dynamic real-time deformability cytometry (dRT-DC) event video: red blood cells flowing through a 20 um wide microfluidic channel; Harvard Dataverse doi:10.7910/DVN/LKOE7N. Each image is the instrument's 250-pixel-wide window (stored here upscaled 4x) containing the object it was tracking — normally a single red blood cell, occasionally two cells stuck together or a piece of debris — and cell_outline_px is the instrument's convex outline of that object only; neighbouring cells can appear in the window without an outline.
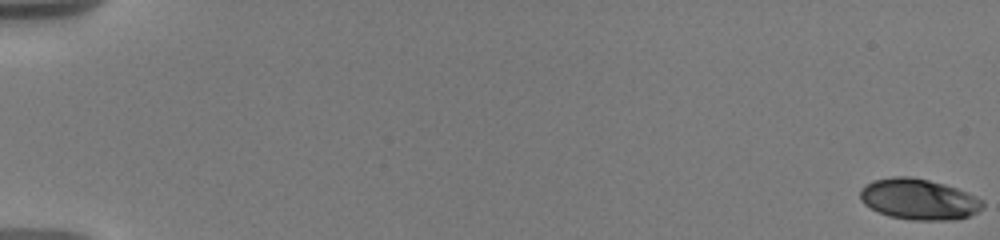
{"species": "human", "species_latin": "Homo sapiens", "temperature_condition": "warm", "stored_images_in_passage": 64, "camera_frame_rate_fps": 3000, "um_per_image_px": 0.085, "donor": {"sex": "male"}, "frame": {"image": 1, "passage_image": 1, "time_ms": 0.0, "image_size_px": [1000, 240], "cell_outline_px": [[984, 208], [968, 216], [956, 220], [912, 220], [888, 216], [864, 204], [860, 200], [860, 188], [864, 184], [872, 180], [892, 176], [908, 176], [928, 180], [944, 184], [968, 192], [984, 200]], "centroid_in_image_um": [78.09, 16.93], "position_along_channel_um": 6.9, "area_um2": 29.42}}
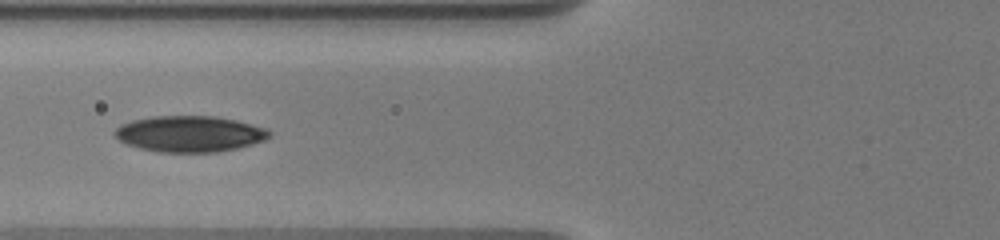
{"frame": {"image": 2, "passage_image": 29, "time_ms": 8.0, "image_size_px": [1000, 240], "cell_outline_px": [[272, 136], [264, 140], [252, 144], [220, 152], [160, 152], [140, 148], [128, 144], [120, 140], [112, 132], [120, 124], [132, 120], [152, 116], [216, 116], [236, 120], [268, 128], [272, 132]], "centroid_in_image_um": [16.15, 11.37], "position_along_channel_um": 109.7, "area_um2": 32.66}}
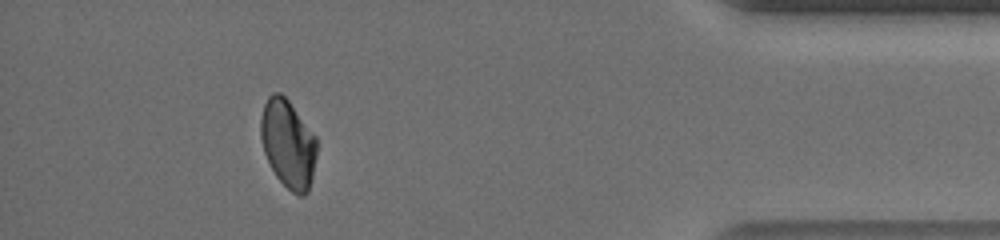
{"frame": {"image": 3, "passage_image": 58, "time_ms": 17.333, "image_size_px": [1000, 240], "cell_outline_px": [[316, 156], [312, 176], [308, 192], [304, 196], [300, 196], [292, 192], [276, 176], [264, 152], [260, 136], [260, 116], [264, 104], [268, 96], [272, 92], [280, 92], [288, 100], [316, 136]], "centroid_in_image_um": [24.47, 12.2], "position_along_channel_um": 410.7, "area_um2": 28.73}, "authors_computed_cell_mechanics": {"area_um2": 29.5936, "velocity_mm_per_s": 3.6672, "shape_relaxation_time_tau1_ms": 5.6151, "shape_relaxation_time_tau2_ms": 3.8693, "deformation_change_tau1": 0.1623, "deformation_change_tau2": 0.0663}}